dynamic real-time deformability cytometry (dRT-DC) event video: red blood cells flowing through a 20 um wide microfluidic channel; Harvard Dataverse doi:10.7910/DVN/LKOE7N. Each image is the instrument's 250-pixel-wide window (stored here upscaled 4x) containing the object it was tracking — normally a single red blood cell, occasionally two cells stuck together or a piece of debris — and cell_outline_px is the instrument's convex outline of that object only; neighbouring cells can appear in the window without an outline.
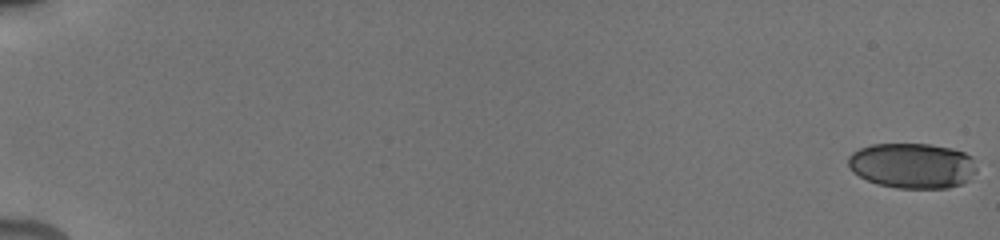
{"species": "human", "species_latin": "Homo sapiens", "temperature_condition": "cold", "stored_images_in_passage": 7, "camera_frame_rate_fps": 3000, "um_per_image_px": 0.085, "donor": {"sex": "male"}, "frame": {"image": 1, "passage_image": 1, "time_ms": 0.0, "image_size_px": [1000, 240], "cell_outline_px": [[976, 172], [968, 180], [960, 184], [948, 188], [896, 188], [876, 184], [852, 172], [848, 168], [848, 156], [852, 152], [860, 148], [872, 144], [928, 144], [952, 148], [964, 152], [972, 156], [976, 168]], "centroid_in_image_um": [77.53, 14.08], "position_along_channel_um": 7.5, "area_um2": 34.16}}
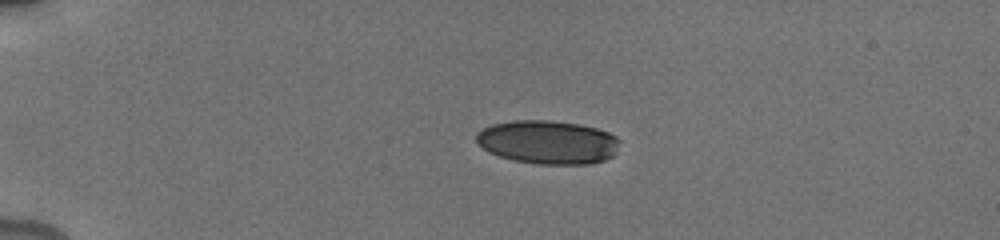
{"frame": {"image": 2, "passage_image": 5, "time_ms": 4.667, "image_size_px": [1000, 240], "cell_outline_px": [[620, 140], [616, 152], [612, 156], [604, 160], [592, 164], [536, 164], [516, 160], [500, 156], [488, 152], [476, 140], [476, 132], [480, 128], [492, 124], [512, 120], [548, 120], [580, 124], [596, 128], [608, 132], [616, 136]], "centroid_in_image_um": [46.57, 12.07], "position_along_channel_um": 38.4, "area_um2": 36.59}}
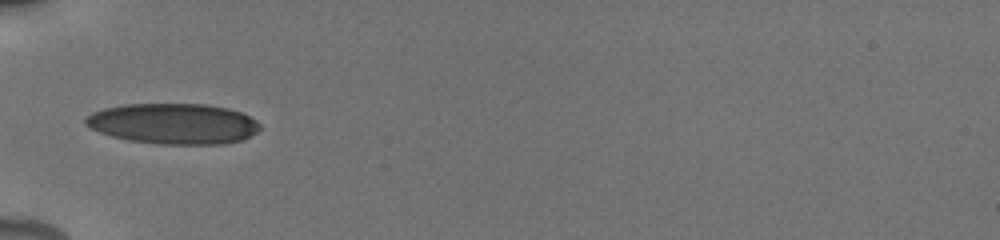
{"frame": {"image": 3, "passage_image": 7, "time_ms": 7.0, "image_size_px": [1000, 240], "cell_outline_px": [[260, 128], [256, 132], [240, 140], [220, 144], [160, 144], [128, 140], [112, 136], [100, 132], [84, 124], [84, 120], [92, 112], [104, 108], [124, 104], [208, 104], [228, 108], [240, 112], [256, 120], [260, 124]], "centroid_in_image_um": [14.73, 10.5], "position_along_channel_um": 70.3, "area_um2": 41.15}}